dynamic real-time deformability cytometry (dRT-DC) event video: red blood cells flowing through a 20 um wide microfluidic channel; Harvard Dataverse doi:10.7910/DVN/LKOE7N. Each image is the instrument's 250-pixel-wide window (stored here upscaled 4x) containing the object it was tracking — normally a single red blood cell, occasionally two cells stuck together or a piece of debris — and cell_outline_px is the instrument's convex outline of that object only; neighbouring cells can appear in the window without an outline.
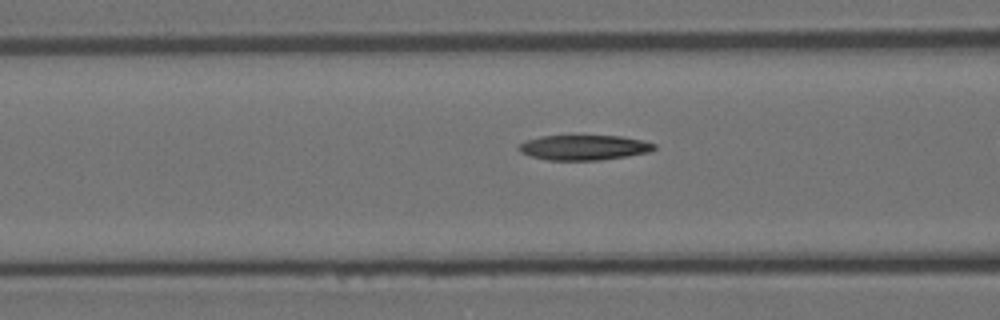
{"species": "Egyptian fruit bat (a non-hibernating species)", "species_latin": "Rousettus aegyptiacus", "temperature_condition": "room temperature", "stored_images_in_passage": 27, "camera_frame_rate_fps": 3000, "um_per_image_px": 0.085, "animal": {"sex": "female"}, "frame": {"image": 1, "passage_image": 5, "time_ms": 1.333, "image_size_px": [1000, 320], "cell_outline_px": [[656, 148], [648, 152], [600, 160], [548, 160], [532, 156], [520, 152], [516, 148], [520, 144], [528, 140], [540, 136], [620, 136], [644, 140], [656, 144]], "centroid_in_image_um": [49.64, 12.53], "position_along_channel_um": 117.0, "area_um2": 19.59}}
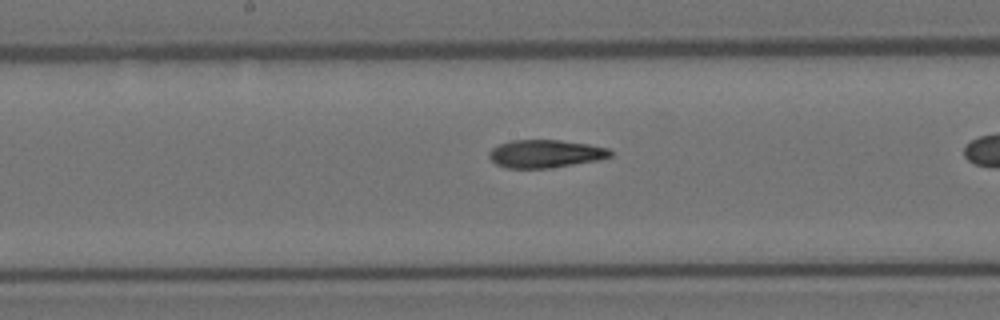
{"frame": {"image": 2, "passage_image": 12, "time_ms": 3.667, "image_size_px": [1000, 320], "cell_outline_px": [[612, 156], [600, 160], [548, 168], [504, 168], [496, 164], [488, 156], [488, 152], [492, 148], [500, 144], [512, 140], [560, 140], [588, 144], [608, 148], [612, 152]], "centroid_in_image_um": [46.35, 13.07], "position_along_channel_um": 201.8, "area_um2": 19.77}}
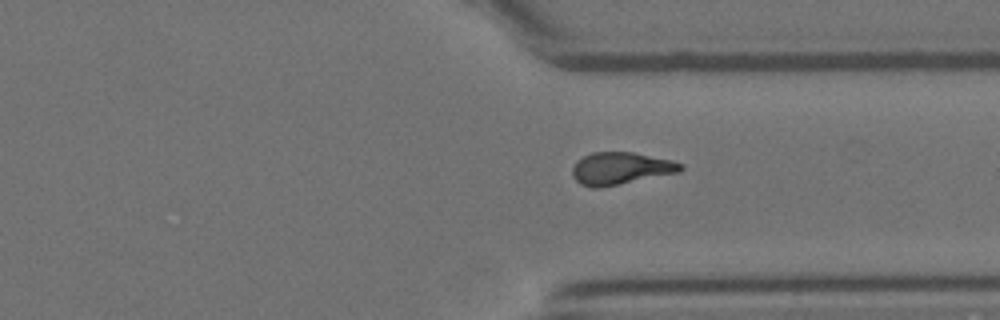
{"frame": {"image": 3, "passage_image": 25, "time_ms": 8.0, "image_size_px": [1000, 320], "cell_outline_px": [[684, 168], [680, 172], [600, 188], [592, 188], [580, 184], [572, 176], [572, 168], [576, 160], [592, 152], [632, 152], [672, 160], [684, 164]], "centroid_in_image_um": [52.75, 14.32], "position_along_channel_um": 358.6, "area_um2": 20.52}}